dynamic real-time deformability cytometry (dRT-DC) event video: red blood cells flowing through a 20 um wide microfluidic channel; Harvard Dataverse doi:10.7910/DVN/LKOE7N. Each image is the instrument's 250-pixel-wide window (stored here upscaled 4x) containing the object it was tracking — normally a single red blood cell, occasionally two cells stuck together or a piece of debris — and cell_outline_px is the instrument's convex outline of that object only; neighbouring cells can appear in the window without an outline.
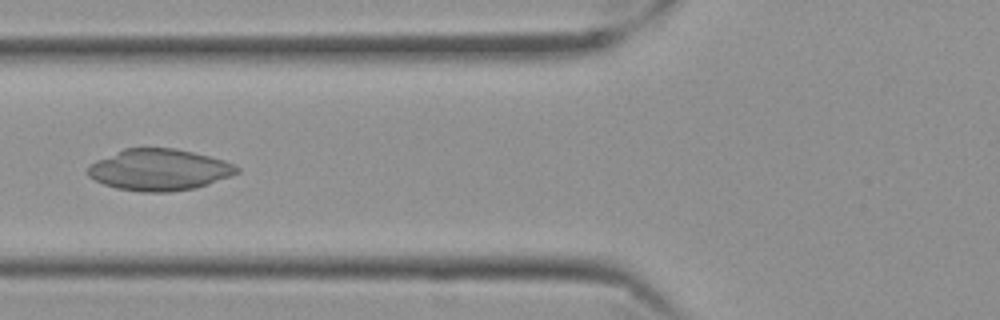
{"species": "Egyptian fruit bat (a non-hibernating species)", "species_latin": "Rousettus aegyptiacus", "temperature_condition": "cold", "stored_images_in_passage": 50, "camera_frame_rate_fps": 3000, "um_per_image_px": 0.085, "frame": {"image": 1, "passage_image": 15, "time_ms": 4.667, "image_size_px": [1000, 320], "cell_outline_px": [[240, 172], [208, 184], [196, 188], [168, 192], [140, 192], [116, 188], [104, 184], [88, 176], [88, 164], [96, 160], [124, 148], [176, 148], [224, 160], [240, 168]], "centroid_in_image_um": [13.51, 14.43], "position_along_channel_um": 112.3, "area_um2": 35.95}}
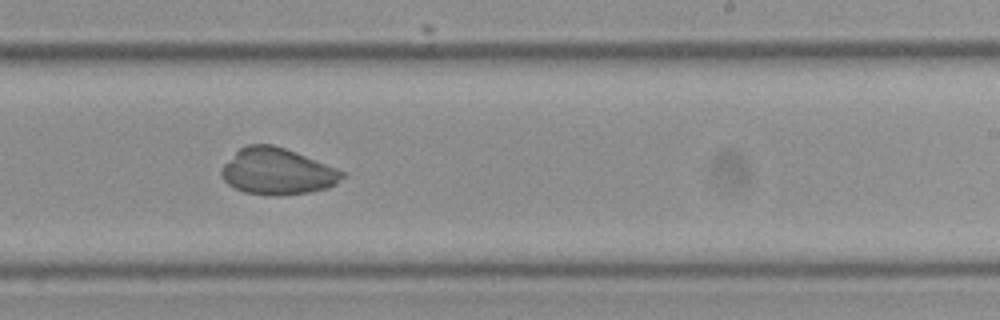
{"frame": {"image": 2, "passage_image": 28, "time_ms": 9.0, "image_size_px": [1000, 320], "cell_outline_px": [[348, 172], [336, 184], [328, 188], [308, 192], [280, 196], [276, 196], [244, 192], [228, 184], [224, 180], [220, 172], [220, 168], [240, 148], [248, 144], [272, 144], [296, 152]], "centroid_in_image_um": [23.59, 14.57], "position_along_channel_um": 265.4, "area_um2": 32.71}}
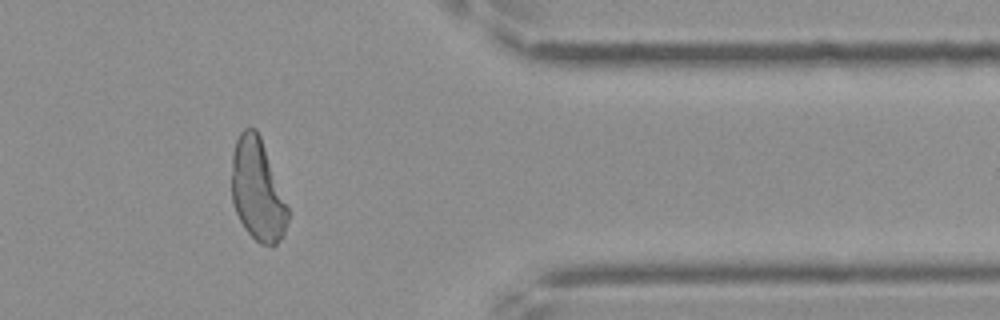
{"frame": {"image": 3, "passage_image": 40, "time_ms": 13.0, "image_size_px": [1000, 320], "cell_outline_px": [[288, 220], [284, 236], [272, 248], [260, 244], [244, 228], [236, 212], [232, 200], [232, 152], [236, 140], [240, 132], [244, 128], [256, 128], [260, 136], [288, 208]], "centroid_in_image_um": [21.88, 16.19], "position_along_channel_um": 389.5, "area_um2": 33.23}}